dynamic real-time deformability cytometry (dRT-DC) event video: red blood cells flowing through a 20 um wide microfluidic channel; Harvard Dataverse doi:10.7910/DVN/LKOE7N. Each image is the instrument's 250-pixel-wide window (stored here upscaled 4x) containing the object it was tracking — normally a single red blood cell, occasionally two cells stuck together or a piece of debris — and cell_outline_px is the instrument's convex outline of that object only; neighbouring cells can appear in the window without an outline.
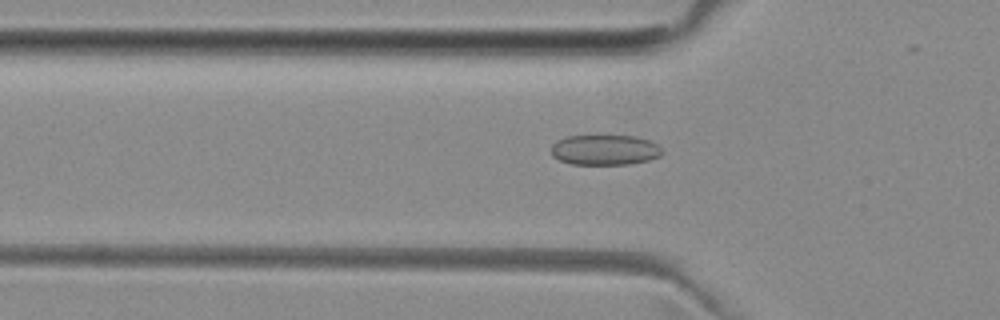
{"species": "common noctule bat (a hibernating species)", "species_latin": "Nyctalus noctula", "temperature_condition": "room temperature", "stored_images_in_passage": 39, "camera_frame_rate_fps": 3000, "um_per_image_px": 0.085, "animal": {"sex": "female", "body_mass_g": 29.2, "forearm_length_mm": 56.3}, "frame": {"image": 1, "passage_image": 8, "time_ms": 2.333, "image_size_px": [1000, 320], "cell_outline_px": [[664, 152], [660, 156], [648, 160], [628, 164], [572, 164], [560, 160], [552, 156], [552, 144], [556, 140], [568, 136], [636, 136], [648, 140], [656, 144]], "centroid_in_image_um": [51.4, 12.74], "position_along_channel_um": 74.4, "area_um2": 19.48}}
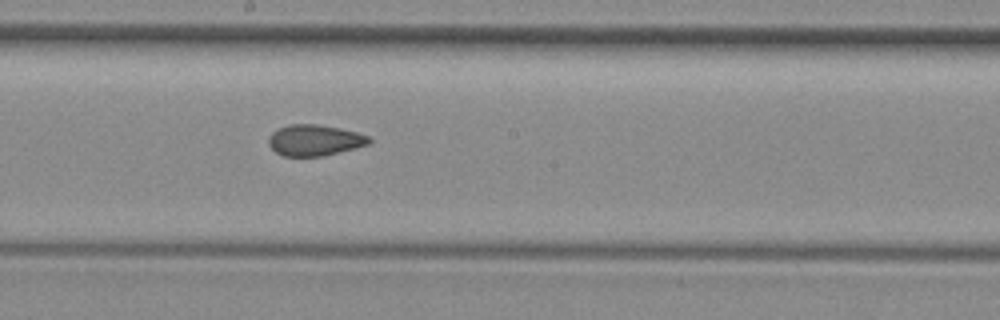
{"frame": {"image": 2, "passage_image": 19, "time_ms": 6.0, "image_size_px": [1000, 320], "cell_outline_px": [[372, 140], [368, 144], [324, 156], [284, 156], [276, 152], [268, 144], [268, 136], [272, 132], [288, 124], [316, 124], [340, 128], [356, 132], [368, 136]], "centroid_in_image_um": [26.71, 11.91], "position_along_channel_um": 221.5, "area_um2": 18.09}}
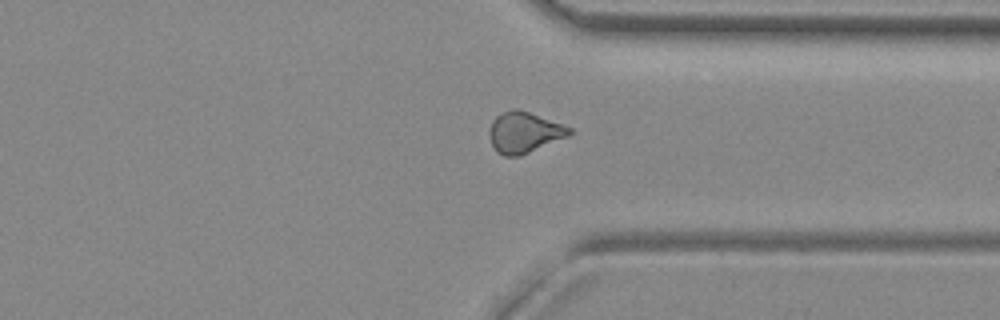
{"frame": {"image": 3, "passage_image": 30, "time_ms": 9.667, "image_size_px": [1000, 320], "cell_outline_px": [[572, 132], [568, 136], [520, 156], [504, 156], [496, 152], [492, 144], [488, 132], [492, 120], [496, 116], [512, 108], [516, 108], [564, 124], [572, 128]], "centroid_in_image_um": [44.54, 11.25], "position_along_channel_um": 366.9, "area_um2": 19.07}, "authors_computed_cell_mechanics": {"area_um2": 18.496, "velocity_mm_per_s": 3.9891, "shape_relaxation_time_tau1_ms": null, "shape_relaxation_time_tau2_ms": 1.8391, "deformation_change_tau1": null, "deformation_change_tau2": 0.0786}}